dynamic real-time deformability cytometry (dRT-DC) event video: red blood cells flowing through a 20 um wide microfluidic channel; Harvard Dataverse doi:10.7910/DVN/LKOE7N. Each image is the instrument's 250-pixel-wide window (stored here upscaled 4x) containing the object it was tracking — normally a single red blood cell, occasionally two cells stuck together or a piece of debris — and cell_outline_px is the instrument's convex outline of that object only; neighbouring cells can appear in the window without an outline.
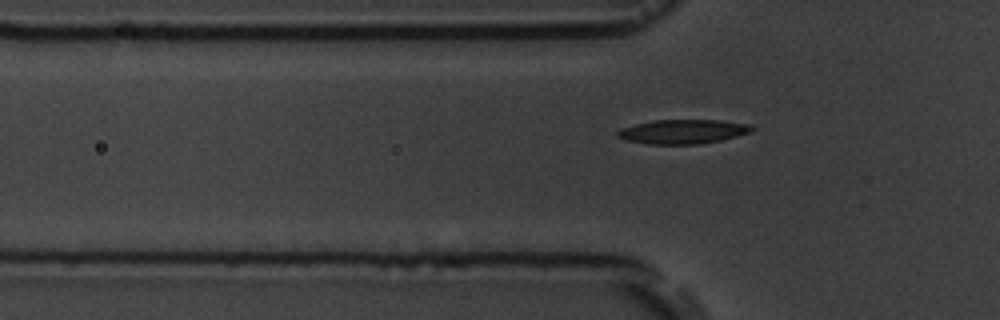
{"species": "common noctule bat (a hibernating species)", "species_latin": "Nyctalus noctula", "temperature_condition": "room temperature", "stored_images_in_passage": 8, "camera_frame_rate_fps": 3000, "um_per_image_px": 0.085, "animal": {"sex": "male", "body_mass_g": 19.5, "forearm_length_mm": 54.6}, "frame": {"image": 1, "passage_image": 6, "time_ms": 7.0, "image_size_px": [1000, 320], "cell_outline_px": [[756, 128], [752, 132], [720, 140], [700, 144], [648, 144], [624, 140], [616, 136], [616, 132], [620, 128], [636, 124], [656, 120], [720, 120], [748, 124]], "centroid_in_image_um": [58.03, 11.19], "position_along_channel_um": 67.8, "area_um2": 19.02}}
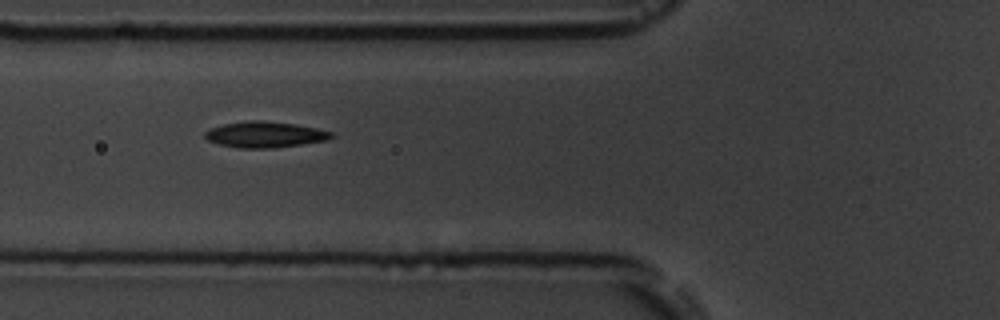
{"frame": {"image": 2, "passage_image": 7, "time_ms": 8.0, "image_size_px": [1000, 320], "cell_outline_px": [[336, 136], [324, 140], [300, 144], [272, 148], [240, 148], [220, 144], [208, 140], [204, 136], [204, 132], [208, 128], [224, 124], [248, 120], [260, 120], [292, 124], [316, 128], [332, 132]], "centroid_in_image_um": [22.47, 11.43], "position_along_channel_um": 103.3, "area_um2": 18.9}}
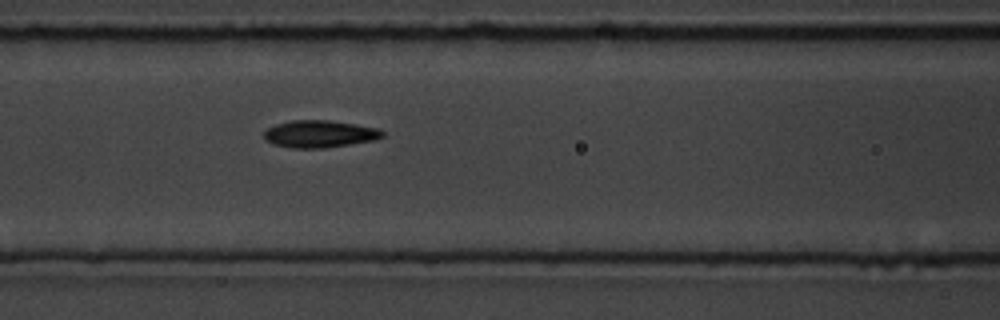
{"frame": {"image": 3, "passage_image": 8, "time_ms": 9.0, "image_size_px": [1000, 320], "cell_outline_px": [[384, 136], [376, 140], [324, 148], [292, 148], [272, 144], [264, 140], [264, 132], [268, 128], [276, 124], [292, 120], [328, 120], [356, 124], [380, 128], [384, 132]], "centroid_in_image_um": [27.18, 11.38], "position_along_channel_um": 139.4, "area_um2": 18.96}}